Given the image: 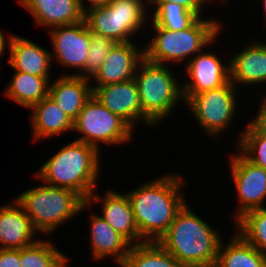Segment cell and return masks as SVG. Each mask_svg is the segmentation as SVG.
<instances>
[{"label":"cell","instance_id":"cell-1","mask_svg":"<svg viewBox=\"0 0 266 267\" xmlns=\"http://www.w3.org/2000/svg\"><path fill=\"white\" fill-rule=\"evenodd\" d=\"M179 177L177 174L159 177L126 193L139 234L145 241H158L185 205L179 193L184 183Z\"/></svg>","mask_w":266,"mask_h":267},{"label":"cell","instance_id":"cell-2","mask_svg":"<svg viewBox=\"0 0 266 267\" xmlns=\"http://www.w3.org/2000/svg\"><path fill=\"white\" fill-rule=\"evenodd\" d=\"M220 236L186 202L168 231L157 242L187 267H214L221 243Z\"/></svg>","mask_w":266,"mask_h":267},{"label":"cell","instance_id":"cell-3","mask_svg":"<svg viewBox=\"0 0 266 267\" xmlns=\"http://www.w3.org/2000/svg\"><path fill=\"white\" fill-rule=\"evenodd\" d=\"M99 153L94 146L74 140L59 149L35 175L45 184L74 191L86 202L95 192Z\"/></svg>","mask_w":266,"mask_h":267},{"label":"cell","instance_id":"cell-4","mask_svg":"<svg viewBox=\"0 0 266 267\" xmlns=\"http://www.w3.org/2000/svg\"><path fill=\"white\" fill-rule=\"evenodd\" d=\"M36 231L52 233L80 213L88 204L74 191L44 184L15 198Z\"/></svg>","mask_w":266,"mask_h":267},{"label":"cell","instance_id":"cell-5","mask_svg":"<svg viewBox=\"0 0 266 267\" xmlns=\"http://www.w3.org/2000/svg\"><path fill=\"white\" fill-rule=\"evenodd\" d=\"M137 68L134 80L141 102V121L155 126L171 114L178 101H184L182 86L166 65L144 58Z\"/></svg>","mask_w":266,"mask_h":267},{"label":"cell","instance_id":"cell-6","mask_svg":"<svg viewBox=\"0 0 266 267\" xmlns=\"http://www.w3.org/2000/svg\"><path fill=\"white\" fill-rule=\"evenodd\" d=\"M220 25L219 21L199 17L189 28L179 31L153 26L156 35L144 46V58L155 64L164 65L170 61L180 64L213 42L220 32Z\"/></svg>","mask_w":266,"mask_h":267},{"label":"cell","instance_id":"cell-7","mask_svg":"<svg viewBox=\"0 0 266 267\" xmlns=\"http://www.w3.org/2000/svg\"><path fill=\"white\" fill-rule=\"evenodd\" d=\"M143 0H112L108 5L86 9L84 20L91 33L116 43L131 42L130 35L145 24L146 5Z\"/></svg>","mask_w":266,"mask_h":267},{"label":"cell","instance_id":"cell-8","mask_svg":"<svg viewBox=\"0 0 266 267\" xmlns=\"http://www.w3.org/2000/svg\"><path fill=\"white\" fill-rule=\"evenodd\" d=\"M73 131L82 136L76 140L94 146L124 144L132 138L133 128L120 116L110 112L93 95L73 121Z\"/></svg>","mask_w":266,"mask_h":267},{"label":"cell","instance_id":"cell-9","mask_svg":"<svg viewBox=\"0 0 266 267\" xmlns=\"http://www.w3.org/2000/svg\"><path fill=\"white\" fill-rule=\"evenodd\" d=\"M235 90V85L229 81L219 88L195 94L186 101L208 136L219 135L232 122L237 106Z\"/></svg>","mask_w":266,"mask_h":267},{"label":"cell","instance_id":"cell-10","mask_svg":"<svg viewBox=\"0 0 266 267\" xmlns=\"http://www.w3.org/2000/svg\"><path fill=\"white\" fill-rule=\"evenodd\" d=\"M240 155L231 157V173L239 198L236 220L245 212L264 208L266 199V169L256 166Z\"/></svg>","mask_w":266,"mask_h":267},{"label":"cell","instance_id":"cell-11","mask_svg":"<svg viewBox=\"0 0 266 267\" xmlns=\"http://www.w3.org/2000/svg\"><path fill=\"white\" fill-rule=\"evenodd\" d=\"M49 33L54 46V58L62 66L78 68L82 72L86 66L91 36L85 20L53 27Z\"/></svg>","mask_w":266,"mask_h":267},{"label":"cell","instance_id":"cell-12","mask_svg":"<svg viewBox=\"0 0 266 267\" xmlns=\"http://www.w3.org/2000/svg\"><path fill=\"white\" fill-rule=\"evenodd\" d=\"M213 53L199 52L187 63L189 82L182 85L184 101L203 91L212 90L231 81L230 62L223 64Z\"/></svg>","mask_w":266,"mask_h":267},{"label":"cell","instance_id":"cell-13","mask_svg":"<svg viewBox=\"0 0 266 267\" xmlns=\"http://www.w3.org/2000/svg\"><path fill=\"white\" fill-rule=\"evenodd\" d=\"M91 87L93 96L103 106L134 128L136 121L141 119V102L134 78L115 84Z\"/></svg>","mask_w":266,"mask_h":267},{"label":"cell","instance_id":"cell-14","mask_svg":"<svg viewBox=\"0 0 266 267\" xmlns=\"http://www.w3.org/2000/svg\"><path fill=\"white\" fill-rule=\"evenodd\" d=\"M93 192L86 203L90 205L94 201H102V215L100 216L120 235H122L131 245L146 242L139 234L135 222L132 205L127 194L115 191H107L103 200L98 194ZM140 239V241L138 240ZM139 241V242H138Z\"/></svg>","mask_w":266,"mask_h":267},{"label":"cell","instance_id":"cell-15","mask_svg":"<svg viewBox=\"0 0 266 267\" xmlns=\"http://www.w3.org/2000/svg\"><path fill=\"white\" fill-rule=\"evenodd\" d=\"M144 59V49L132 42L116 43L92 77L97 85L103 86L128 81L134 78L139 63Z\"/></svg>","mask_w":266,"mask_h":267},{"label":"cell","instance_id":"cell-16","mask_svg":"<svg viewBox=\"0 0 266 267\" xmlns=\"http://www.w3.org/2000/svg\"><path fill=\"white\" fill-rule=\"evenodd\" d=\"M40 26L51 28L84 20L80 0H18Z\"/></svg>","mask_w":266,"mask_h":267},{"label":"cell","instance_id":"cell-17","mask_svg":"<svg viewBox=\"0 0 266 267\" xmlns=\"http://www.w3.org/2000/svg\"><path fill=\"white\" fill-rule=\"evenodd\" d=\"M15 204L0 207V248L21 249L35 241L37 232L23 208ZM34 239V240H33Z\"/></svg>","mask_w":266,"mask_h":267},{"label":"cell","instance_id":"cell-18","mask_svg":"<svg viewBox=\"0 0 266 267\" xmlns=\"http://www.w3.org/2000/svg\"><path fill=\"white\" fill-rule=\"evenodd\" d=\"M92 95L93 90L88 79L69 73L59 77L52 85L49 84L48 89V96L72 121Z\"/></svg>","mask_w":266,"mask_h":267},{"label":"cell","instance_id":"cell-19","mask_svg":"<svg viewBox=\"0 0 266 267\" xmlns=\"http://www.w3.org/2000/svg\"><path fill=\"white\" fill-rule=\"evenodd\" d=\"M9 64L15 70L35 76H49L53 56L31 40L11 35L7 42Z\"/></svg>","mask_w":266,"mask_h":267},{"label":"cell","instance_id":"cell-20","mask_svg":"<svg viewBox=\"0 0 266 267\" xmlns=\"http://www.w3.org/2000/svg\"><path fill=\"white\" fill-rule=\"evenodd\" d=\"M250 43L230 59L231 82L235 86L266 83V44Z\"/></svg>","mask_w":266,"mask_h":267},{"label":"cell","instance_id":"cell-21","mask_svg":"<svg viewBox=\"0 0 266 267\" xmlns=\"http://www.w3.org/2000/svg\"><path fill=\"white\" fill-rule=\"evenodd\" d=\"M90 245L92 246V256L96 260L113 256L116 263L121 266L124 262L131 244L119 233H117L99 215H91Z\"/></svg>","mask_w":266,"mask_h":267},{"label":"cell","instance_id":"cell-22","mask_svg":"<svg viewBox=\"0 0 266 267\" xmlns=\"http://www.w3.org/2000/svg\"><path fill=\"white\" fill-rule=\"evenodd\" d=\"M33 138L42 139L73 130V121L51 100L49 96L32 108Z\"/></svg>","mask_w":266,"mask_h":267},{"label":"cell","instance_id":"cell-23","mask_svg":"<svg viewBox=\"0 0 266 267\" xmlns=\"http://www.w3.org/2000/svg\"><path fill=\"white\" fill-rule=\"evenodd\" d=\"M50 82L52 81L49 80V76H35L15 71L10 85L5 89V95L30 109L48 96Z\"/></svg>","mask_w":266,"mask_h":267},{"label":"cell","instance_id":"cell-24","mask_svg":"<svg viewBox=\"0 0 266 267\" xmlns=\"http://www.w3.org/2000/svg\"><path fill=\"white\" fill-rule=\"evenodd\" d=\"M228 245L221 241L214 267H266V255L247 242L239 233Z\"/></svg>","mask_w":266,"mask_h":267},{"label":"cell","instance_id":"cell-25","mask_svg":"<svg viewBox=\"0 0 266 267\" xmlns=\"http://www.w3.org/2000/svg\"><path fill=\"white\" fill-rule=\"evenodd\" d=\"M122 267H187L157 241L131 245Z\"/></svg>","mask_w":266,"mask_h":267},{"label":"cell","instance_id":"cell-26","mask_svg":"<svg viewBox=\"0 0 266 267\" xmlns=\"http://www.w3.org/2000/svg\"><path fill=\"white\" fill-rule=\"evenodd\" d=\"M52 242L37 240L20 249V267H66L69 258Z\"/></svg>","mask_w":266,"mask_h":267},{"label":"cell","instance_id":"cell-27","mask_svg":"<svg viewBox=\"0 0 266 267\" xmlns=\"http://www.w3.org/2000/svg\"><path fill=\"white\" fill-rule=\"evenodd\" d=\"M238 233L253 247L266 255V208L245 212L236 220Z\"/></svg>","mask_w":266,"mask_h":267},{"label":"cell","instance_id":"cell-28","mask_svg":"<svg viewBox=\"0 0 266 267\" xmlns=\"http://www.w3.org/2000/svg\"><path fill=\"white\" fill-rule=\"evenodd\" d=\"M153 25L179 31L189 28L199 16L178 3H162L153 12Z\"/></svg>","mask_w":266,"mask_h":267},{"label":"cell","instance_id":"cell-29","mask_svg":"<svg viewBox=\"0 0 266 267\" xmlns=\"http://www.w3.org/2000/svg\"><path fill=\"white\" fill-rule=\"evenodd\" d=\"M115 44L116 42L110 38L91 33L85 69L82 71V74L72 73V75H78L88 80L90 77L92 78L97 73L100 66L103 64L104 59Z\"/></svg>","mask_w":266,"mask_h":267},{"label":"cell","instance_id":"cell-30","mask_svg":"<svg viewBox=\"0 0 266 267\" xmlns=\"http://www.w3.org/2000/svg\"><path fill=\"white\" fill-rule=\"evenodd\" d=\"M239 137V152L251 163L266 169V133L242 132Z\"/></svg>","mask_w":266,"mask_h":267},{"label":"cell","instance_id":"cell-31","mask_svg":"<svg viewBox=\"0 0 266 267\" xmlns=\"http://www.w3.org/2000/svg\"><path fill=\"white\" fill-rule=\"evenodd\" d=\"M212 1V0H210ZM209 0H146V2L151 5H155L156 7L154 8L155 10L162 4V3H167V2H171V3H178L181 4L182 6H184L185 8H187L188 10L196 13L199 17L202 16L203 13H201V11L203 10L202 7L203 5H205V2L209 3ZM216 1V0H213ZM219 1V0H218ZM220 2H224L223 0H221ZM201 15V16H200Z\"/></svg>","mask_w":266,"mask_h":267},{"label":"cell","instance_id":"cell-32","mask_svg":"<svg viewBox=\"0 0 266 267\" xmlns=\"http://www.w3.org/2000/svg\"><path fill=\"white\" fill-rule=\"evenodd\" d=\"M257 113V116L247 125L243 132H261L266 133V95Z\"/></svg>","mask_w":266,"mask_h":267},{"label":"cell","instance_id":"cell-33","mask_svg":"<svg viewBox=\"0 0 266 267\" xmlns=\"http://www.w3.org/2000/svg\"><path fill=\"white\" fill-rule=\"evenodd\" d=\"M0 267H20V249L0 248Z\"/></svg>","mask_w":266,"mask_h":267},{"label":"cell","instance_id":"cell-34","mask_svg":"<svg viewBox=\"0 0 266 267\" xmlns=\"http://www.w3.org/2000/svg\"><path fill=\"white\" fill-rule=\"evenodd\" d=\"M80 1H81L82 9L83 11H85L87 8L92 9L95 7L108 5L112 0H86V1H89V4H90V6L87 8L84 7V4H85L84 1L83 0H80Z\"/></svg>","mask_w":266,"mask_h":267},{"label":"cell","instance_id":"cell-35","mask_svg":"<svg viewBox=\"0 0 266 267\" xmlns=\"http://www.w3.org/2000/svg\"><path fill=\"white\" fill-rule=\"evenodd\" d=\"M10 37H11V35H9V40H6L7 38H5V35H3L2 31L0 30V56L1 57L4 54V52L6 51V41L9 42Z\"/></svg>","mask_w":266,"mask_h":267},{"label":"cell","instance_id":"cell-36","mask_svg":"<svg viewBox=\"0 0 266 267\" xmlns=\"http://www.w3.org/2000/svg\"><path fill=\"white\" fill-rule=\"evenodd\" d=\"M263 3H264V5H263V6H264V9H263V10H264V13H265V19H266V0H263Z\"/></svg>","mask_w":266,"mask_h":267}]
</instances>
